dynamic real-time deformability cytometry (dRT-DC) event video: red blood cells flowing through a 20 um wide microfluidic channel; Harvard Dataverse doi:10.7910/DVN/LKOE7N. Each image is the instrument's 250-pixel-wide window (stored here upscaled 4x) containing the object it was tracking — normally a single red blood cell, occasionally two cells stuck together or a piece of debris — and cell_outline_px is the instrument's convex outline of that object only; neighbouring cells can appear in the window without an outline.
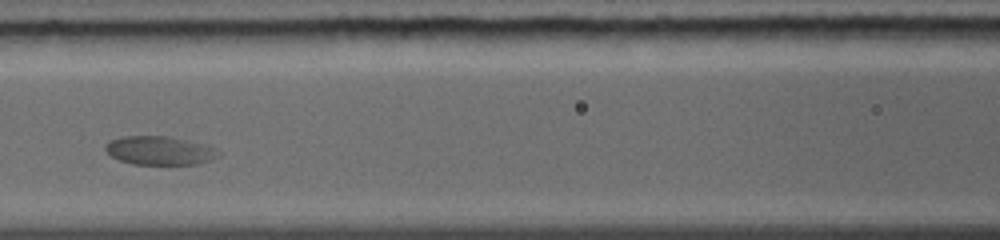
{"species": "common noctule bat (a hibernating species)", "species_latin": "Nyctalus noctula", "temperature_condition": "warm", "stored_images_in_passage": 4, "camera_frame_rate_fps": 5000, "um_per_image_px": 0.085, "animal": {"sex": "female", "body_mass_g": 19.0, "forearm_length_mm": 56.7}, "frame": {"image": 1, "passage_image": 4, "time_ms": 3.6, "image_size_px": [1000, 240], "cell_outline_px": [[220, 156], [212, 160], [196, 164], [132, 164], [120, 160], [112, 156], [104, 148], [104, 144], [112, 140], [124, 136], [168, 136], [204, 144], [216, 148], [220, 152]], "centroid_in_image_um": [13.6, 12.8], "position_along_channel_um": 153.0, "area_um2": 18.84}}